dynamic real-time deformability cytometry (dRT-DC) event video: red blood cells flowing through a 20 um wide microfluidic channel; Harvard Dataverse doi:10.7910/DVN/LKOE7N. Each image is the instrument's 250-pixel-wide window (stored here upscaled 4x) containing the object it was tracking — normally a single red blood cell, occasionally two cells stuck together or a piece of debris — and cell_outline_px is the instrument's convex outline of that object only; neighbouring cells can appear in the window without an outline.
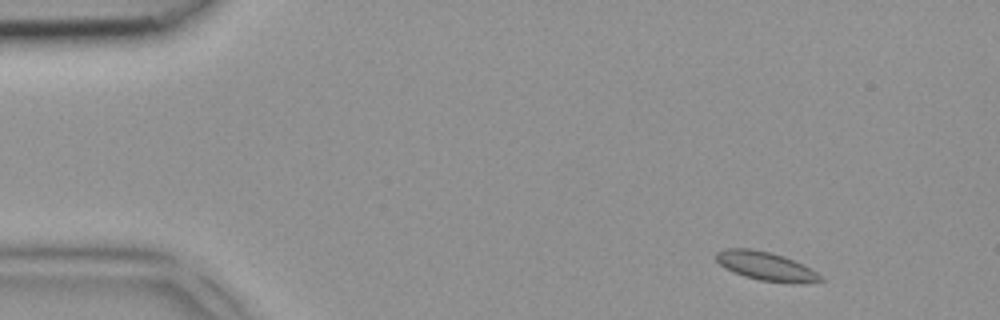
{"species": "common noctule bat (a hibernating species)", "species_latin": "Nyctalus noctula", "temperature_condition": "room temperature", "stored_images_in_passage": 3, "camera_frame_rate_fps": 3000, "um_per_image_px": 0.085, "animal": {"sex": "female", "body_mass_g": 18.4}, "frame": {"image": 1, "passage_image": 1, "time_ms": 0.0, "image_size_px": [1000, 320], "cell_outline_px": [[824, 280], [800, 284], [792, 284], [760, 280], [744, 276], [732, 272], [724, 268], [716, 260], [716, 252], [724, 248], [752, 248], [772, 252], [784, 256], [804, 264], [824, 276]], "centroid_in_image_um": [65.14, 22.63], "position_along_channel_um": 19.9, "area_um2": 17.92}}